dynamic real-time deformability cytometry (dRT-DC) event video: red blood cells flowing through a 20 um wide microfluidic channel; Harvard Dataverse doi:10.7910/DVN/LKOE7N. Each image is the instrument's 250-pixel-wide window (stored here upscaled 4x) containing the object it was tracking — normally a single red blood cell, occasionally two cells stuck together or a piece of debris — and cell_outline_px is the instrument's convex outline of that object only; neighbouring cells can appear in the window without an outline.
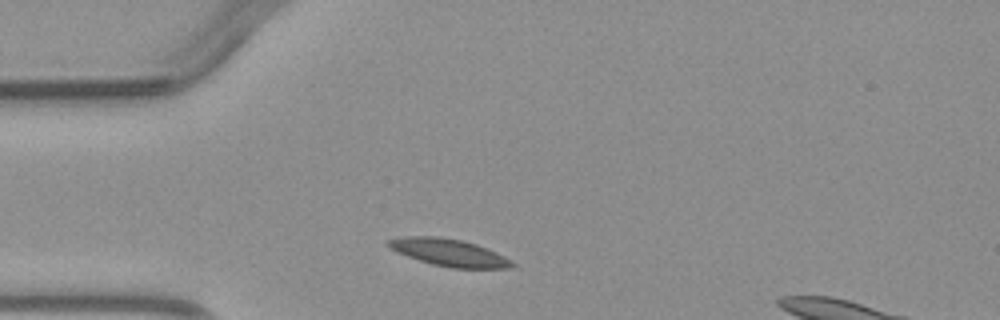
{"species": "common noctule bat (a hibernating species)", "species_latin": "Nyctalus noctula", "temperature_condition": "warm", "stored_images_in_passage": 1, "camera_frame_rate_fps": 3000, "um_per_image_px": 0.085, "animal": {"sex": "male", "body_mass_g": 23.1, "forearm_length_mm": 52.7}, "frame": {"image": 1, "passage_image": 1, "time_ms": 0.0, "image_size_px": [1000, 320], "cell_outline_px": [[516, 264], [512, 268], [452, 268], [432, 264], [396, 252], [384, 244], [388, 240], [404, 236], [440, 236], [460, 240], [476, 244], [496, 252], [512, 260]], "centroid_in_image_um": [38.16, 21.46], "position_along_channel_um": 46.8, "area_um2": 19.65}}